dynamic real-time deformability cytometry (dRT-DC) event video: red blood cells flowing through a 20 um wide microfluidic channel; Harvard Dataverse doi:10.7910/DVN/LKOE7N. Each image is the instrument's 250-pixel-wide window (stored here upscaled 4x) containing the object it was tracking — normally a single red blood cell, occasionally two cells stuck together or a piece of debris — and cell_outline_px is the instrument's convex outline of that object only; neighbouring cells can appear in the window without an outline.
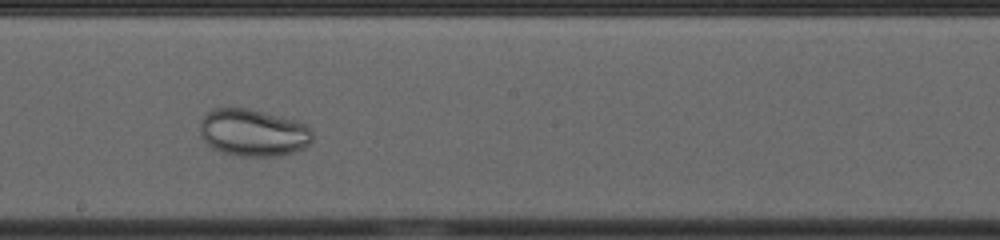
{"species": "common noctule bat (a hibernating species)", "species_latin": "Nyctalus noctula", "temperature_condition": "cold", "stored_images_in_passage": 50, "camera_frame_rate_fps": 3000, "um_per_image_px": 0.085, "animal": {"sex": "female", "body_mass_g": 23.0, "forearm_length_mm": 53.4}, "frame": {"image": 1, "passage_image": 26, "time_ms": 8.333, "image_size_px": [1000, 240], "cell_outline_px": [[312, 140], [304, 148], [280, 156], [244, 156], [224, 152], [212, 148], [204, 140], [200, 128], [200, 120], [212, 108], [248, 108], [296, 120], [304, 124], [312, 132]], "centroid_in_image_um": [21.52, 11.27], "position_along_channel_um": 226.7, "area_um2": 30.75}}
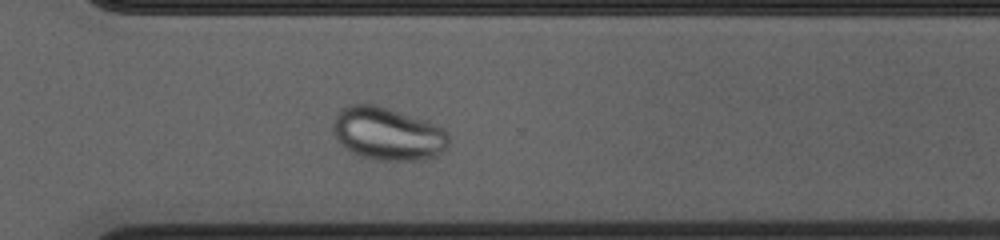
{"frame": {"image": 2, "passage_image": 35, "time_ms": 11.333, "image_size_px": [1000, 240], "cell_outline_px": [[448, 148], [440, 156], [424, 160], [376, 160], [352, 152], [344, 148], [336, 136], [332, 128], [332, 124], [336, 112], [348, 104], [376, 104], [428, 120], [444, 128], [448, 132]], "centroid_in_image_um": [33.0, 11.36], "position_along_channel_um": 337.6, "area_um2": 36.3}}
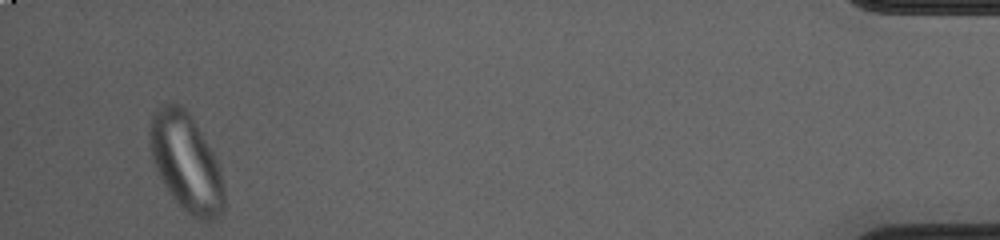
{"frame": {"image": 3, "passage_image": 48, "time_ms": 15.667, "image_size_px": [1000, 240], "cell_outline_px": [[224, 208], [220, 216], [212, 224], [208, 224], [196, 220], [168, 192], [152, 160], [152, 116], [160, 104], [168, 100], [180, 104], [188, 112], [208, 148], [220, 172], [224, 188]], "centroid_in_image_um": [15.84, 13.88], "position_along_channel_um": 419.4, "area_um2": 41.38}}